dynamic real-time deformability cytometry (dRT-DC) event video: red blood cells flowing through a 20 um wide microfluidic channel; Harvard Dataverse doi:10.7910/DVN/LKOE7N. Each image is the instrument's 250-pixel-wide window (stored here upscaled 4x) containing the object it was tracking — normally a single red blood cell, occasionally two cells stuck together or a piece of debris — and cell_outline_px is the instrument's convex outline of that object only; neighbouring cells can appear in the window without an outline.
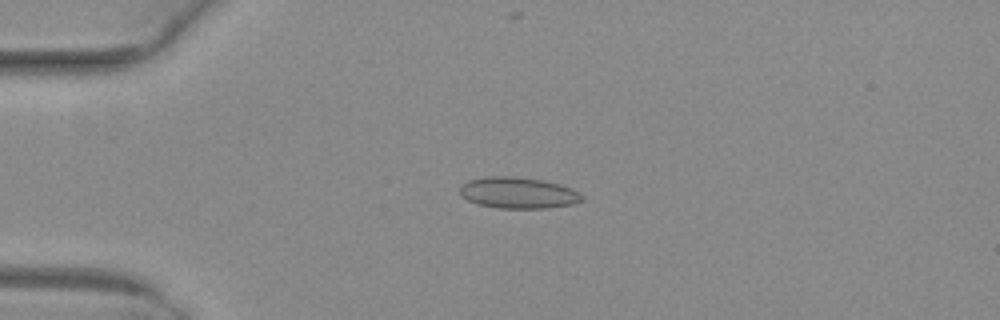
{"species": "common noctule bat (a hibernating species)", "species_latin": "Nyctalus noctula", "temperature_condition": "warm", "stored_images_in_passage": 53, "camera_frame_rate_fps": 3000, "um_per_image_px": 0.085, "animal": {"sex": "female", "body_mass_g": 29.2, "forearm_length_mm": 56.3}, "frame": {"image": 1, "passage_image": 14, "time_ms": 4.333, "image_size_px": [1000, 320], "cell_outline_px": [[584, 200], [572, 204], [548, 208], [496, 208], [476, 204], [468, 200], [460, 192], [460, 184], [468, 180], [488, 176], [512, 176], [540, 180], [560, 184], [580, 192], [584, 196]], "centroid_in_image_um": [44.04, 16.39], "position_along_channel_um": 41.0, "area_um2": 22.31}}
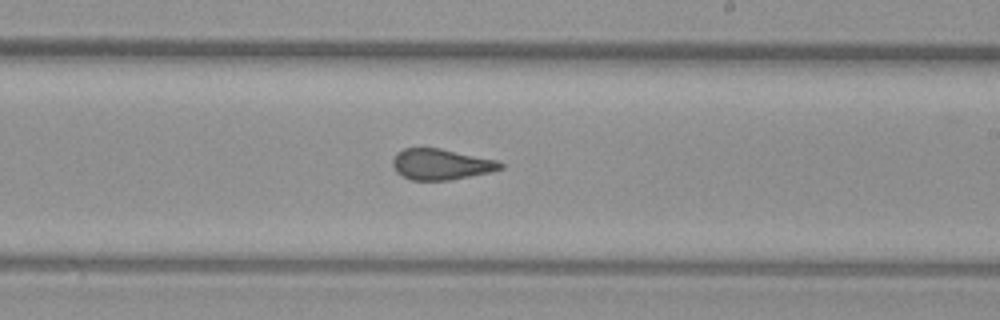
{"frame": {"image": 2, "passage_image": 32, "time_ms": 10.333, "image_size_px": [1000, 320], "cell_outline_px": [[504, 168], [488, 172], [452, 180], [412, 180], [400, 176], [396, 172], [392, 164], [392, 160], [396, 152], [404, 148], [440, 148], [496, 160], [504, 164]], "centroid_in_image_um": [37.44, 13.97], "position_along_channel_um": 251.6, "area_um2": 19.42}}
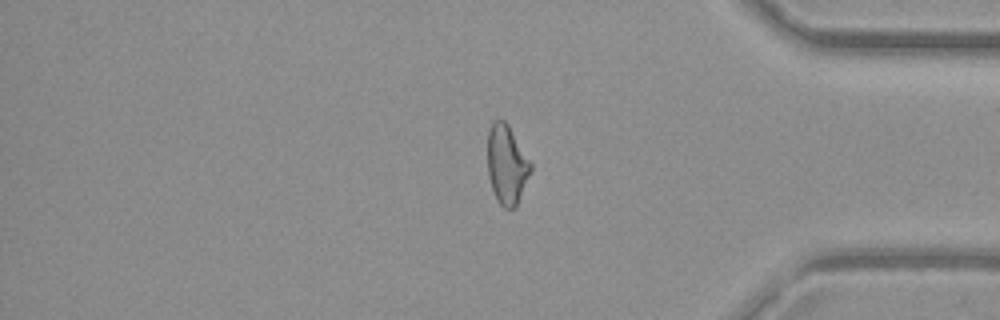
{"frame": {"image": 3, "passage_image": 44, "time_ms": 14.333, "image_size_px": [1000, 320], "cell_outline_px": [[532, 168], [516, 208], [504, 208], [496, 200], [488, 176], [488, 128], [492, 120], [500, 116], [508, 124], [532, 164]], "centroid_in_image_um": [43.06, 13.95], "position_along_channel_um": 392.1, "area_um2": 20.11}, "authors_computed_cell_mechanics": {"area_um2": 20.7502, "velocity_mm_per_s": 4.0533, "shape_relaxation_time_tau1_ms": null, "shape_relaxation_time_tau2_ms": 1.0148, "deformation_change_tau1": null, "deformation_change_tau2": 0.0902}}